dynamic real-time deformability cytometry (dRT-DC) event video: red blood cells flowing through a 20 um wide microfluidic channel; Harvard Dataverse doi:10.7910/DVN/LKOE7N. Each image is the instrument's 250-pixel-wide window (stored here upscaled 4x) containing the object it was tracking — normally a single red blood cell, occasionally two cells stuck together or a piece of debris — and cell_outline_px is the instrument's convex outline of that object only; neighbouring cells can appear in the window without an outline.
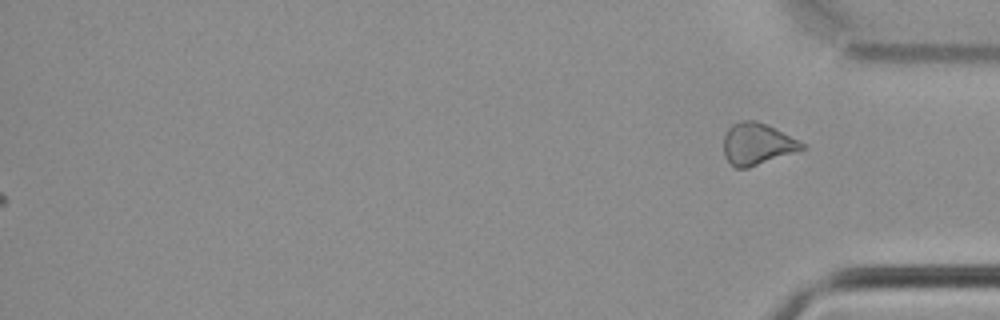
{"species": "common noctule bat (a hibernating species)", "species_latin": "Nyctalus noctula", "temperature_condition": "cold", "stored_images_in_passage": 57, "camera_frame_rate_fps": 3000, "um_per_image_px": 0.085, "animal": {"sex": "male", "body_mass_g": 21.5, "forearm_length_mm": 52.0}, "frame": {"image": 1, "passage_image": 57, "time_ms": 18.667, "image_size_px": [1000, 320], "cell_outline_px": [[804, 148], [748, 168], [736, 168], [724, 156], [724, 136], [728, 128], [732, 124], [740, 120], [752, 120], [768, 124], [804, 144]], "centroid_in_image_um": [64.3, 12.22], "position_along_channel_um": 370.9, "area_um2": 18.67}}